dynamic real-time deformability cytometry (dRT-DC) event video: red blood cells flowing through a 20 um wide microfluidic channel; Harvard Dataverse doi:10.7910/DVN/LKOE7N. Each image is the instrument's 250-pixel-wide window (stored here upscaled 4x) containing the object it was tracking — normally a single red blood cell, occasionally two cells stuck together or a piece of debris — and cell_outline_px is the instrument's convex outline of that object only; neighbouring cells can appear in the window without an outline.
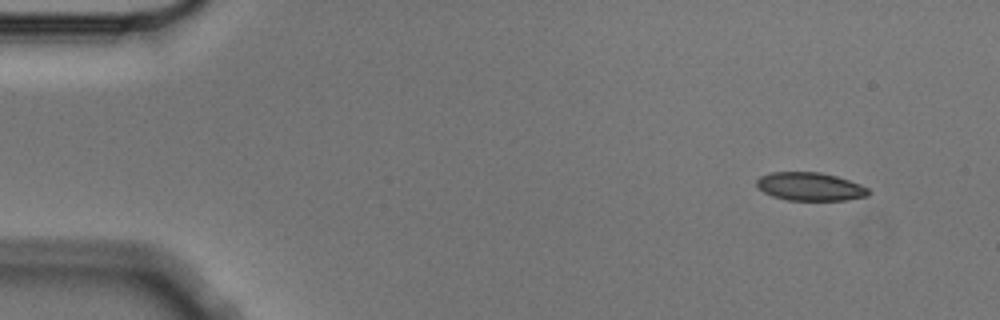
{"species": "Egyptian fruit bat (a non-hibernating species)", "species_latin": "Rousettus aegyptiacus", "temperature_condition": "cold", "stored_images_in_passage": 2, "camera_frame_rate_fps": 3000, "um_per_image_px": 0.085, "animal": {"sex": "male"}, "frame": {"image": 1, "passage_image": 2, "time_ms": 0.333, "image_size_px": [1000, 320], "cell_outline_px": [[872, 192], [868, 196], [844, 200], [788, 200], [772, 196], [756, 188], [756, 180], [760, 176], [768, 172], [820, 172], [836, 176], [860, 184], [868, 188]], "centroid_in_image_um": [68.83, 15.85], "position_along_channel_um": 16.2, "area_um2": 18.55}}